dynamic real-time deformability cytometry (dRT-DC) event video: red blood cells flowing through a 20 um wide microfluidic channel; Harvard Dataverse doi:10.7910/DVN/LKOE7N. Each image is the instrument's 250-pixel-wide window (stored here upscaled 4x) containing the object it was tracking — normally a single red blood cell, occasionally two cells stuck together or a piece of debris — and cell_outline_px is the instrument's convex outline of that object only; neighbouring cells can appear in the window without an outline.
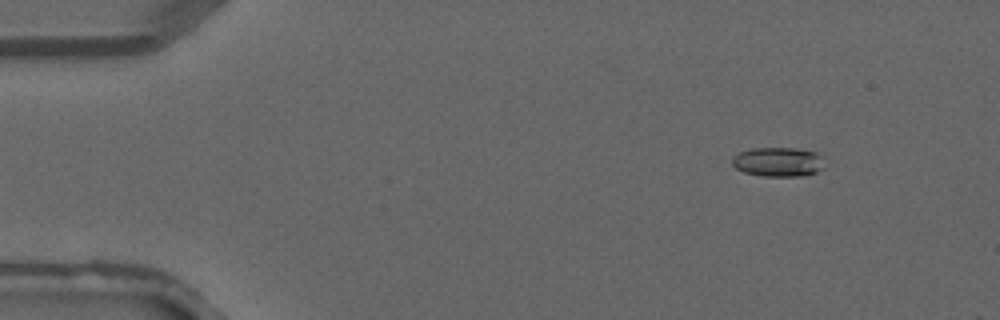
{"species": "common noctule bat (a hibernating species)", "species_latin": "Nyctalus noctula", "temperature_condition": "warm", "stored_images_in_passage": 38, "camera_frame_rate_fps": 3000, "um_per_image_px": 0.085, "animal": {"sex": "male", "forearm_length_mm": 52.5}, "frame": {"image": 1, "passage_image": 3, "time_ms": 0.667, "image_size_px": [1000, 320], "cell_outline_px": [[824, 168], [816, 172], [800, 176], [764, 176], [744, 172], [736, 168], [732, 164], [732, 156], [740, 152], [752, 148], [792, 148], [812, 152], [820, 156]], "centroid_in_image_um": [66.09, 13.77], "position_along_channel_um": 18.9, "area_um2": 15.55}}
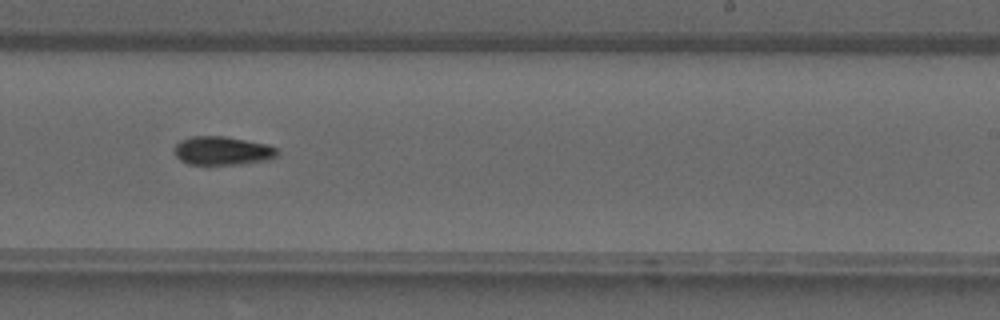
{"frame": {"image": 2, "passage_image": 23, "time_ms": 7.333, "image_size_px": [1000, 320], "cell_outline_px": [[280, 152], [276, 156], [268, 160], [240, 164], [188, 164], [180, 160], [176, 156], [176, 144], [180, 140], [192, 136], [224, 136], [268, 144], [276, 148]], "centroid_in_image_um": [18.93, 12.81], "position_along_channel_um": 270.1, "area_um2": 17.11}}
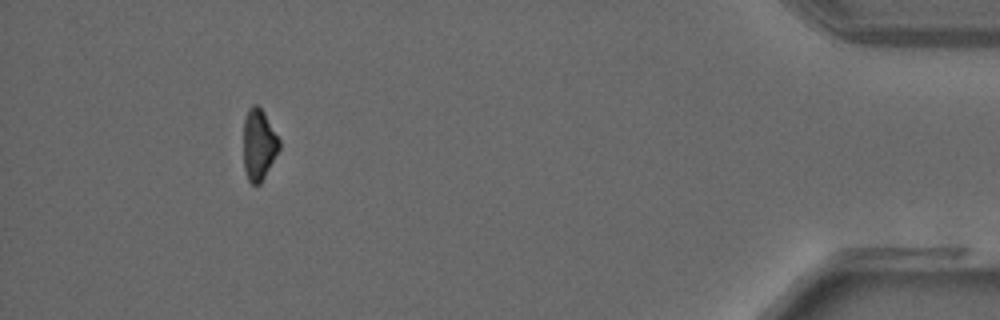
{"frame": {"image": 3, "passage_image": 35, "time_ms": 11.333, "image_size_px": [1000, 320], "cell_outline_px": [[280, 148], [260, 184], [252, 184], [248, 180], [244, 168], [244, 120], [248, 108], [252, 104], [256, 104], [264, 112], [280, 140]], "centroid_in_image_um": [21.99, 12.27], "position_along_channel_um": 413.2, "area_um2": 14.74}}